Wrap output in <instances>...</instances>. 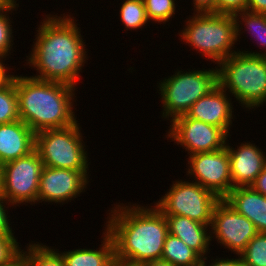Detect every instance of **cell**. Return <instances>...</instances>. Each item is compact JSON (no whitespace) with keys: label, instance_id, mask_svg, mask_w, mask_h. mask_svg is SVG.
<instances>
[{"label":"cell","instance_id":"d590c367","mask_svg":"<svg viewBox=\"0 0 266 266\" xmlns=\"http://www.w3.org/2000/svg\"><path fill=\"white\" fill-rule=\"evenodd\" d=\"M141 266H174V265L168 261L163 260V259H157L154 261H149V262L143 263V264H141Z\"/></svg>","mask_w":266,"mask_h":266},{"label":"cell","instance_id":"5b68a950","mask_svg":"<svg viewBox=\"0 0 266 266\" xmlns=\"http://www.w3.org/2000/svg\"><path fill=\"white\" fill-rule=\"evenodd\" d=\"M185 21L186 25L179 36L186 44L202 53V56L219 64L230 55L237 53L233 50L237 42V28L233 15L218 13H193Z\"/></svg>","mask_w":266,"mask_h":266},{"label":"cell","instance_id":"30bf717a","mask_svg":"<svg viewBox=\"0 0 266 266\" xmlns=\"http://www.w3.org/2000/svg\"><path fill=\"white\" fill-rule=\"evenodd\" d=\"M168 137L184 147L189 155L218 151L227 144L228 135L219 127L185 115L174 118Z\"/></svg>","mask_w":266,"mask_h":266},{"label":"cell","instance_id":"d6a6232c","mask_svg":"<svg viewBox=\"0 0 266 266\" xmlns=\"http://www.w3.org/2000/svg\"><path fill=\"white\" fill-rule=\"evenodd\" d=\"M251 187L260 192L262 195L266 196V166L261 171V173L256 177L255 182L251 185Z\"/></svg>","mask_w":266,"mask_h":266},{"label":"cell","instance_id":"44dd1931","mask_svg":"<svg viewBox=\"0 0 266 266\" xmlns=\"http://www.w3.org/2000/svg\"><path fill=\"white\" fill-rule=\"evenodd\" d=\"M234 18H235V23H236V28H237V40H238V37H240L239 33H242L241 32V28H243L242 25H245L246 26L245 28H247L245 31H248V33H251L253 38L255 37V39L260 43L259 45L260 47L263 48V50L266 49V14L253 13V12L246 10V11L237 13L236 15H234ZM243 22L244 24H242ZM242 52L250 54V55L266 57V51L265 52L260 51L261 53L257 51L256 52L242 51Z\"/></svg>","mask_w":266,"mask_h":266},{"label":"cell","instance_id":"52a82bcc","mask_svg":"<svg viewBox=\"0 0 266 266\" xmlns=\"http://www.w3.org/2000/svg\"><path fill=\"white\" fill-rule=\"evenodd\" d=\"M80 128L77 121L70 127L46 129L35 133V150L44 167L89 170V160Z\"/></svg>","mask_w":266,"mask_h":266},{"label":"cell","instance_id":"ba28073f","mask_svg":"<svg viewBox=\"0 0 266 266\" xmlns=\"http://www.w3.org/2000/svg\"><path fill=\"white\" fill-rule=\"evenodd\" d=\"M169 191L154 204L164 215L188 217L211 225L215 205L220 198L197 182L175 181Z\"/></svg>","mask_w":266,"mask_h":266},{"label":"cell","instance_id":"8d00e7d4","mask_svg":"<svg viewBox=\"0 0 266 266\" xmlns=\"http://www.w3.org/2000/svg\"><path fill=\"white\" fill-rule=\"evenodd\" d=\"M4 266H25L22 254L20 253L11 263Z\"/></svg>","mask_w":266,"mask_h":266},{"label":"cell","instance_id":"6da1fadb","mask_svg":"<svg viewBox=\"0 0 266 266\" xmlns=\"http://www.w3.org/2000/svg\"><path fill=\"white\" fill-rule=\"evenodd\" d=\"M61 15L48 14L40 22L36 41L26 61L38 71L31 77L76 88L81 69L88 59L86 45L75 18L68 14L64 16L65 13Z\"/></svg>","mask_w":266,"mask_h":266},{"label":"cell","instance_id":"d4e9b609","mask_svg":"<svg viewBox=\"0 0 266 266\" xmlns=\"http://www.w3.org/2000/svg\"><path fill=\"white\" fill-rule=\"evenodd\" d=\"M242 266H266V233L258 232L240 254Z\"/></svg>","mask_w":266,"mask_h":266},{"label":"cell","instance_id":"e575fe53","mask_svg":"<svg viewBox=\"0 0 266 266\" xmlns=\"http://www.w3.org/2000/svg\"><path fill=\"white\" fill-rule=\"evenodd\" d=\"M4 64L5 63H3L2 58H0V89L7 86L13 80L14 77L13 74L11 75L7 72L9 68L6 67V65L4 66Z\"/></svg>","mask_w":266,"mask_h":266},{"label":"cell","instance_id":"9a60e30c","mask_svg":"<svg viewBox=\"0 0 266 266\" xmlns=\"http://www.w3.org/2000/svg\"><path fill=\"white\" fill-rule=\"evenodd\" d=\"M229 154L232 189L251 186L266 166V156L251 142L241 143L237 149L225 145Z\"/></svg>","mask_w":266,"mask_h":266},{"label":"cell","instance_id":"ab89813d","mask_svg":"<svg viewBox=\"0 0 266 266\" xmlns=\"http://www.w3.org/2000/svg\"><path fill=\"white\" fill-rule=\"evenodd\" d=\"M2 192V165L0 164V195Z\"/></svg>","mask_w":266,"mask_h":266},{"label":"cell","instance_id":"4316f807","mask_svg":"<svg viewBox=\"0 0 266 266\" xmlns=\"http://www.w3.org/2000/svg\"><path fill=\"white\" fill-rule=\"evenodd\" d=\"M147 18L153 22L164 23L175 15V0H143Z\"/></svg>","mask_w":266,"mask_h":266},{"label":"cell","instance_id":"1f68e13d","mask_svg":"<svg viewBox=\"0 0 266 266\" xmlns=\"http://www.w3.org/2000/svg\"><path fill=\"white\" fill-rule=\"evenodd\" d=\"M196 13H216V0H193Z\"/></svg>","mask_w":266,"mask_h":266},{"label":"cell","instance_id":"3957f363","mask_svg":"<svg viewBox=\"0 0 266 266\" xmlns=\"http://www.w3.org/2000/svg\"><path fill=\"white\" fill-rule=\"evenodd\" d=\"M14 83L19 118L34 133L70 127L77 122L72 109L75 87L23 75H14Z\"/></svg>","mask_w":266,"mask_h":266},{"label":"cell","instance_id":"cb8c5ba5","mask_svg":"<svg viewBox=\"0 0 266 266\" xmlns=\"http://www.w3.org/2000/svg\"><path fill=\"white\" fill-rule=\"evenodd\" d=\"M18 98L13 80L0 89V124H7L19 120Z\"/></svg>","mask_w":266,"mask_h":266},{"label":"cell","instance_id":"8992f818","mask_svg":"<svg viewBox=\"0 0 266 266\" xmlns=\"http://www.w3.org/2000/svg\"><path fill=\"white\" fill-rule=\"evenodd\" d=\"M161 82V83H160ZM163 104V118H174L185 115L189 108L202 96L207 95L218 85L217 67L209 70H178L174 75L160 81Z\"/></svg>","mask_w":266,"mask_h":266},{"label":"cell","instance_id":"e0dca14e","mask_svg":"<svg viewBox=\"0 0 266 266\" xmlns=\"http://www.w3.org/2000/svg\"><path fill=\"white\" fill-rule=\"evenodd\" d=\"M223 199L236 212L247 217L257 232L266 233V196L249 186L233 188Z\"/></svg>","mask_w":266,"mask_h":266},{"label":"cell","instance_id":"7c38bea8","mask_svg":"<svg viewBox=\"0 0 266 266\" xmlns=\"http://www.w3.org/2000/svg\"><path fill=\"white\" fill-rule=\"evenodd\" d=\"M188 171L195 182L223 199L232 190L227 147L218 151L195 153L188 158ZM192 175V176H191Z\"/></svg>","mask_w":266,"mask_h":266},{"label":"cell","instance_id":"7a4b0ae2","mask_svg":"<svg viewBox=\"0 0 266 266\" xmlns=\"http://www.w3.org/2000/svg\"><path fill=\"white\" fill-rule=\"evenodd\" d=\"M111 209L105 230L113 239L116 260L141 265L162 258L169 228L165 215L155 205L147 208L118 203Z\"/></svg>","mask_w":266,"mask_h":266},{"label":"cell","instance_id":"ac0fdd59","mask_svg":"<svg viewBox=\"0 0 266 266\" xmlns=\"http://www.w3.org/2000/svg\"><path fill=\"white\" fill-rule=\"evenodd\" d=\"M165 217L170 234L181 239L184 244L200 257L207 256V252L210 249L209 245L211 244L210 225L178 215H165Z\"/></svg>","mask_w":266,"mask_h":266},{"label":"cell","instance_id":"9c48e42d","mask_svg":"<svg viewBox=\"0 0 266 266\" xmlns=\"http://www.w3.org/2000/svg\"><path fill=\"white\" fill-rule=\"evenodd\" d=\"M43 167V162L35 149L26 156L2 165L1 196L9 206H17V204L19 206L22 203L37 204Z\"/></svg>","mask_w":266,"mask_h":266},{"label":"cell","instance_id":"4fadbf2b","mask_svg":"<svg viewBox=\"0 0 266 266\" xmlns=\"http://www.w3.org/2000/svg\"><path fill=\"white\" fill-rule=\"evenodd\" d=\"M87 172L43 167L39 181L37 202H59L60 204L69 200L71 202L73 198H77L81 192L85 191L89 183V172Z\"/></svg>","mask_w":266,"mask_h":266},{"label":"cell","instance_id":"5bb4252c","mask_svg":"<svg viewBox=\"0 0 266 266\" xmlns=\"http://www.w3.org/2000/svg\"><path fill=\"white\" fill-rule=\"evenodd\" d=\"M227 94L218 84L207 95L199 98L189 108L185 116L215 125L230 136L229 131L232 126L231 119L234 117L232 114L234 111H232L231 98Z\"/></svg>","mask_w":266,"mask_h":266},{"label":"cell","instance_id":"603a6c76","mask_svg":"<svg viewBox=\"0 0 266 266\" xmlns=\"http://www.w3.org/2000/svg\"><path fill=\"white\" fill-rule=\"evenodd\" d=\"M120 17L125 29L137 30L150 22L143 0H125L120 8Z\"/></svg>","mask_w":266,"mask_h":266},{"label":"cell","instance_id":"ffe728a7","mask_svg":"<svg viewBox=\"0 0 266 266\" xmlns=\"http://www.w3.org/2000/svg\"><path fill=\"white\" fill-rule=\"evenodd\" d=\"M200 256L178 237L168 234L162 252V258L174 266H197Z\"/></svg>","mask_w":266,"mask_h":266},{"label":"cell","instance_id":"277c9868","mask_svg":"<svg viewBox=\"0 0 266 266\" xmlns=\"http://www.w3.org/2000/svg\"><path fill=\"white\" fill-rule=\"evenodd\" d=\"M217 66L218 84L242 107L250 110L266 103V57L238 50Z\"/></svg>","mask_w":266,"mask_h":266},{"label":"cell","instance_id":"f35d334b","mask_svg":"<svg viewBox=\"0 0 266 266\" xmlns=\"http://www.w3.org/2000/svg\"><path fill=\"white\" fill-rule=\"evenodd\" d=\"M13 0H0V10L6 8Z\"/></svg>","mask_w":266,"mask_h":266},{"label":"cell","instance_id":"484cf974","mask_svg":"<svg viewBox=\"0 0 266 266\" xmlns=\"http://www.w3.org/2000/svg\"><path fill=\"white\" fill-rule=\"evenodd\" d=\"M18 5L19 4H16V0H13L6 8L0 10V58L2 59L9 56V53H11L14 37L12 35V25H10L12 22L10 20L11 17L9 18V14H11L14 9L16 11V8L19 7Z\"/></svg>","mask_w":266,"mask_h":266},{"label":"cell","instance_id":"2e32d148","mask_svg":"<svg viewBox=\"0 0 266 266\" xmlns=\"http://www.w3.org/2000/svg\"><path fill=\"white\" fill-rule=\"evenodd\" d=\"M35 149V133L22 120L0 124V164L26 156Z\"/></svg>","mask_w":266,"mask_h":266},{"label":"cell","instance_id":"f546056e","mask_svg":"<svg viewBox=\"0 0 266 266\" xmlns=\"http://www.w3.org/2000/svg\"><path fill=\"white\" fill-rule=\"evenodd\" d=\"M7 204L9 205V203L0 195V235L14 234L12 232V227H10L11 224L9 223V216L6 214V212H8L6 210L8 206L6 207L5 205Z\"/></svg>","mask_w":266,"mask_h":266},{"label":"cell","instance_id":"d6986e66","mask_svg":"<svg viewBox=\"0 0 266 266\" xmlns=\"http://www.w3.org/2000/svg\"><path fill=\"white\" fill-rule=\"evenodd\" d=\"M100 247L76 249L62 252L66 266H112L115 259V245L110 234L104 231Z\"/></svg>","mask_w":266,"mask_h":266},{"label":"cell","instance_id":"4dcf8cb0","mask_svg":"<svg viewBox=\"0 0 266 266\" xmlns=\"http://www.w3.org/2000/svg\"><path fill=\"white\" fill-rule=\"evenodd\" d=\"M239 257L238 258H217L215 260H212L213 262L209 263L210 265H207V257L204 256V257H201L200 258V261H199V264L197 266H242V261H241V258H240V255H238ZM206 262V263H205Z\"/></svg>","mask_w":266,"mask_h":266},{"label":"cell","instance_id":"74e56055","mask_svg":"<svg viewBox=\"0 0 266 266\" xmlns=\"http://www.w3.org/2000/svg\"><path fill=\"white\" fill-rule=\"evenodd\" d=\"M112 266H141V265L129 264V263L115 260L114 263L112 264Z\"/></svg>","mask_w":266,"mask_h":266},{"label":"cell","instance_id":"836d02e7","mask_svg":"<svg viewBox=\"0 0 266 266\" xmlns=\"http://www.w3.org/2000/svg\"><path fill=\"white\" fill-rule=\"evenodd\" d=\"M247 11L266 14V0H247Z\"/></svg>","mask_w":266,"mask_h":266},{"label":"cell","instance_id":"f1b7e54d","mask_svg":"<svg viewBox=\"0 0 266 266\" xmlns=\"http://www.w3.org/2000/svg\"><path fill=\"white\" fill-rule=\"evenodd\" d=\"M247 0H216V13L224 15H236L246 11Z\"/></svg>","mask_w":266,"mask_h":266},{"label":"cell","instance_id":"83f0119b","mask_svg":"<svg viewBox=\"0 0 266 266\" xmlns=\"http://www.w3.org/2000/svg\"><path fill=\"white\" fill-rule=\"evenodd\" d=\"M18 244L13 234L0 235V266L11 263L21 253Z\"/></svg>","mask_w":266,"mask_h":266},{"label":"cell","instance_id":"7402d4cb","mask_svg":"<svg viewBox=\"0 0 266 266\" xmlns=\"http://www.w3.org/2000/svg\"><path fill=\"white\" fill-rule=\"evenodd\" d=\"M27 251L21 250L25 266H66L61 251L46 245L29 243Z\"/></svg>","mask_w":266,"mask_h":266},{"label":"cell","instance_id":"8fae6325","mask_svg":"<svg viewBox=\"0 0 266 266\" xmlns=\"http://www.w3.org/2000/svg\"><path fill=\"white\" fill-rule=\"evenodd\" d=\"M211 240L216 238L223 247L240 255L258 233L254 224L236 212L224 199L215 205L210 225ZM214 236H213V234Z\"/></svg>","mask_w":266,"mask_h":266}]
</instances>
